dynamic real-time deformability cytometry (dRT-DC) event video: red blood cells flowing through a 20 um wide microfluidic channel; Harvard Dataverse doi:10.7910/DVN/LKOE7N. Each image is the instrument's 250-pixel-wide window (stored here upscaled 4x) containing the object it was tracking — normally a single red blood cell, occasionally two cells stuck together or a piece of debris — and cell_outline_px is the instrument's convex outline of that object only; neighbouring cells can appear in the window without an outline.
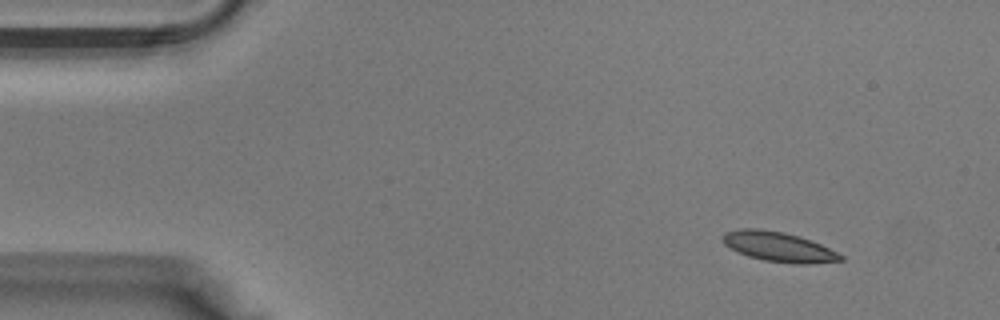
{"species": "Egyptian fruit bat (a non-hibernating species)", "species_latin": "Rousettus aegyptiacus", "temperature_condition": "warm", "stored_images_in_passage": 38, "camera_frame_rate_fps": 3000, "um_per_image_px": 0.085, "animal": {"sex": "male"}, "frame": {"image": 1, "passage_image": 3, "time_ms": 0.667, "image_size_px": [1000, 320], "cell_outline_px": [[844, 260], [808, 264], [792, 264], [764, 260], [748, 256], [724, 244], [720, 240], [720, 236], [724, 232], [740, 228], [760, 228], [784, 232], [800, 236], [812, 240], [844, 256]], "centroid_in_image_um": [66.16, 20.96], "position_along_channel_um": 18.8, "area_um2": 20.63}}
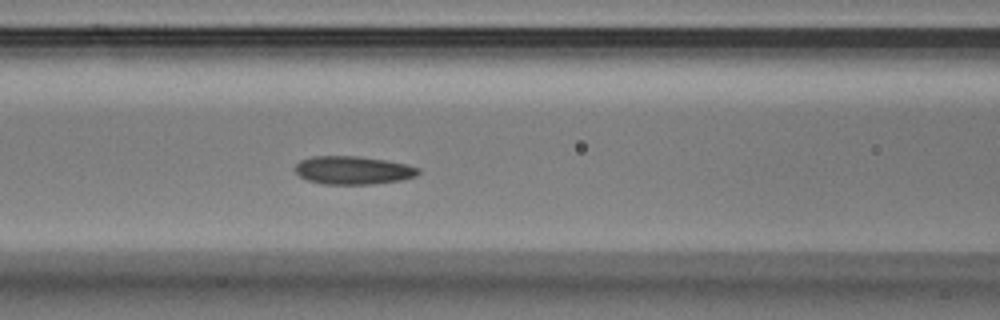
{"frame": {"image": 2, "passage_image": 15, "time_ms": 4.667, "image_size_px": [1000, 320], "cell_outline_px": [[420, 172], [416, 176], [400, 180], [372, 184], [324, 184], [308, 180], [300, 176], [296, 172], [296, 164], [300, 160], [312, 156], [356, 156], [388, 160], [420, 168]], "centroid_in_image_um": [30.02, 14.46], "position_along_channel_um": 136.6, "area_um2": 20.17}}
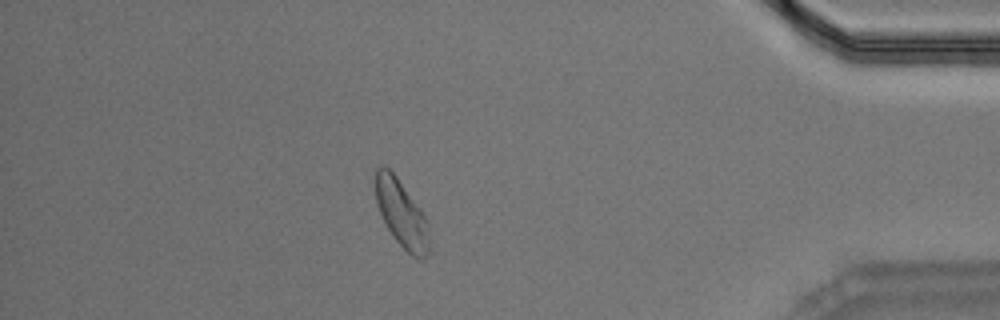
{"frame": {"image": 3, "passage_image": 33, "time_ms": 10.667, "image_size_px": [1000, 320], "cell_outline_px": [[428, 252], [424, 256], [412, 256], [396, 240], [388, 228], [380, 212], [376, 200], [376, 168], [388, 168], [396, 176], [420, 208], [428, 220]], "centroid_in_image_um": [34.14, 18.15], "position_along_channel_um": 401.1, "area_um2": 20.23}}